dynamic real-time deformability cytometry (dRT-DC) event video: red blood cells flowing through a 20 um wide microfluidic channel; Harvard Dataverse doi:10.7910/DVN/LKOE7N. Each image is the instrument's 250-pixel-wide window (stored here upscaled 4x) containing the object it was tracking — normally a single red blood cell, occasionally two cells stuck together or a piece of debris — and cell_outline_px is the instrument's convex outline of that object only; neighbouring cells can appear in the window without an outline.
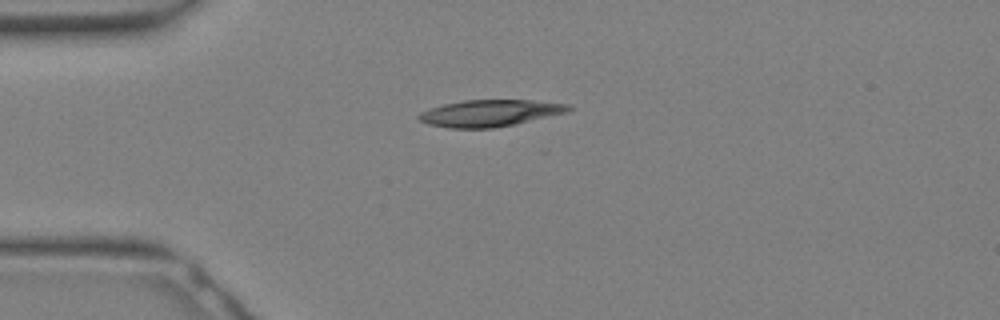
{"species": "Egyptian fruit bat (a non-hibernating species)", "species_latin": "Rousettus aegyptiacus", "temperature_condition": "warm", "stored_images_in_passage": 3, "camera_frame_rate_fps": 3000, "um_per_image_px": 0.085, "animal": {"sex": "female"}, "frame": {"image": 1, "passage_image": 1, "time_ms": 0.0, "image_size_px": [1000, 320], "cell_outline_px": [[576, 108], [568, 112], [516, 124], [492, 128], [448, 128], [428, 124], [420, 120], [416, 116], [420, 112], [428, 108], [444, 104], [464, 100], [532, 100], [568, 104]], "centroid_in_image_um": [41.66, 9.61], "position_along_channel_um": 43.3, "area_um2": 23.47}}